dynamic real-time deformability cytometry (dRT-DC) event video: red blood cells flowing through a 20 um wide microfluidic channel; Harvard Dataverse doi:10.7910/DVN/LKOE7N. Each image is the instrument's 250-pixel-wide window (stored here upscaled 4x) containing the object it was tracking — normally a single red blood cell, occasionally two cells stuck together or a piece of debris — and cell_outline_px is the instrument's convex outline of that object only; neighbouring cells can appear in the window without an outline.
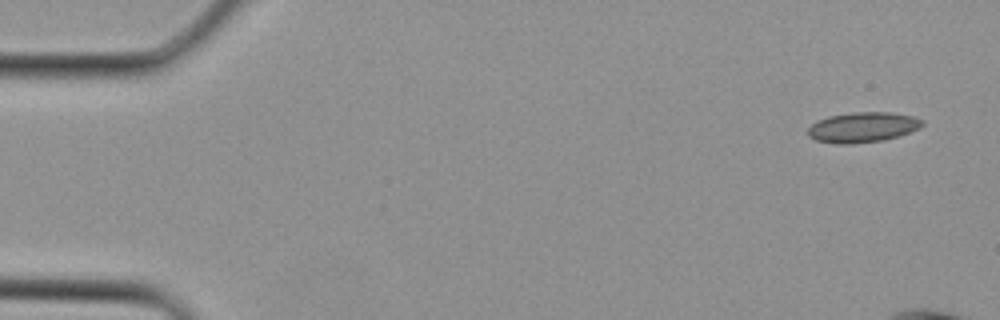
{"species": "Egyptian fruit bat (a non-hibernating species)", "species_latin": "Rousettus aegyptiacus", "temperature_condition": "cold", "stored_images_in_passage": 3, "camera_frame_rate_fps": 3000, "um_per_image_px": 0.085, "animal": {"sex": "female"}, "frame": {"image": 1, "passage_image": 1, "time_ms": 0.0, "image_size_px": [1000, 320], "cell_outline_px": [[924, 124], [920, 128], [900, 136], [884, 140], [848, 144], [836, 144], [816, 140], [808, 136], [808, 128], [812, 124], [828, 116], [856, 112], [888, 112], [912, 116], [924, 120]], "centroid_in_image_um": [73.36, 10.82], "position_along_channel_um": 11.6, "area_um2": 20.11}}